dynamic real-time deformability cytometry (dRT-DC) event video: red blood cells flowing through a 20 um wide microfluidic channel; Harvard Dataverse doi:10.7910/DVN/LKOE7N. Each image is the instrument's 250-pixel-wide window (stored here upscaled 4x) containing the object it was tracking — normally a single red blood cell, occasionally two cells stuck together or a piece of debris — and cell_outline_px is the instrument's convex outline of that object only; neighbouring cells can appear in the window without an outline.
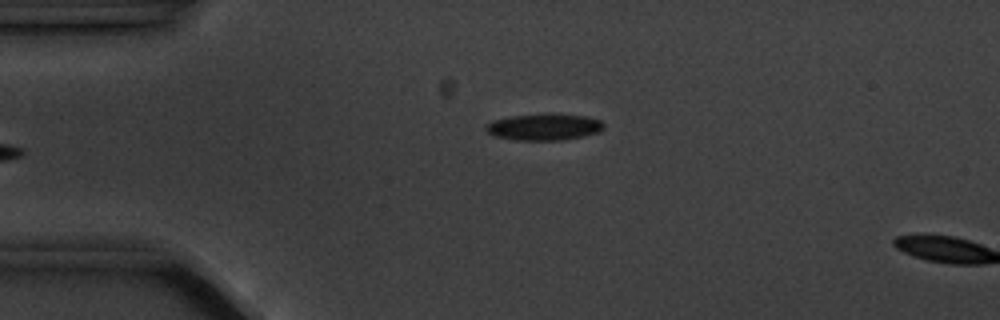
{"species": "common noctule bat (a hibernating species)", "species_latin": "Nyctalus noctula", "temperature_condition": "cold", "stored_images_in_passage": 6, "camera_frame_rate_fps": 3000, "um_per_image_px": 0.085, "animal": {"sex": "male", "body_mass_g": 20.1, "forearm_length_mm": 53.5}, "frame": {"image": 1, "passage_image": 6, "time_ms": 5.667, "image_size_px": [1000, 320], "cell_outline_px": [[604, 128], [596, 132], [580, 136], [560, 140], [516, 140], [496, 136], [488, 132], [484, 128], [484, 124], [492, 120], [512, 116], [548, 112], [552, 112], [584, 116], [600, 120], [604, 124]], "centroid_in_image_um": [46.2, 10.76], "position_along_channel_um": 38.8, "area_um2": 18.38}}